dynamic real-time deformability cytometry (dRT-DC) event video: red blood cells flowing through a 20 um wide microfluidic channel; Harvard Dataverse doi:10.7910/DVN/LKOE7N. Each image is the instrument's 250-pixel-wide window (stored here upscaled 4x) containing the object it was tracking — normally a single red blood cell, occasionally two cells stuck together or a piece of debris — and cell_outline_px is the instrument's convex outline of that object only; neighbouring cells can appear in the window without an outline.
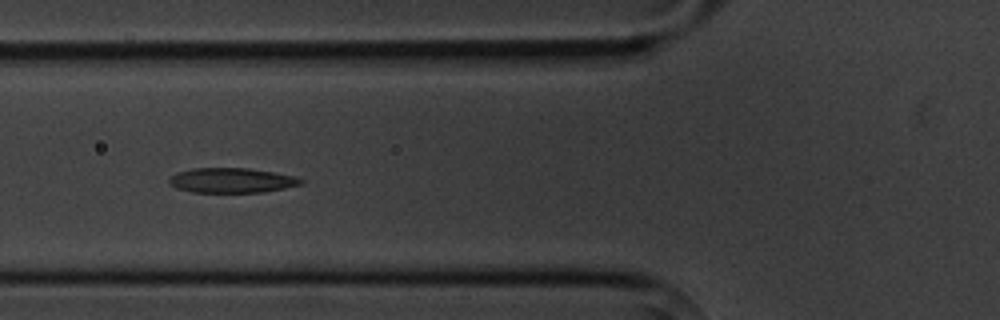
{"species": "common noctule bat (a hibernating species)", "species_latin": "Nyctalus noctula", "temperature_condition": "cold", "stored_images_in_passage": 8, "camera_frame_rate_fps": 3000, "um_per_image_px": 0.085, "animal": {"sex": "male", "body_mass_g": 20.1, "forearm_length_mm": 53.5}, "frame": {"image": 1, "passage_image": 6, "time_ms": 5.667, "image_size_px": [1000, 320], "cell_outline_px": [[304, 184], [284, 188], [260, 192], [192, 192], [176, 188], [168, 184], [168, 180], [176, 172], [192, 168], [248, 168], [272, 172], [292, 176], [304, 180]], "centroid_in_image_um": [19.65, 15.33], "position_along_channel_um": 106.2, "area_um2": 19.02}}
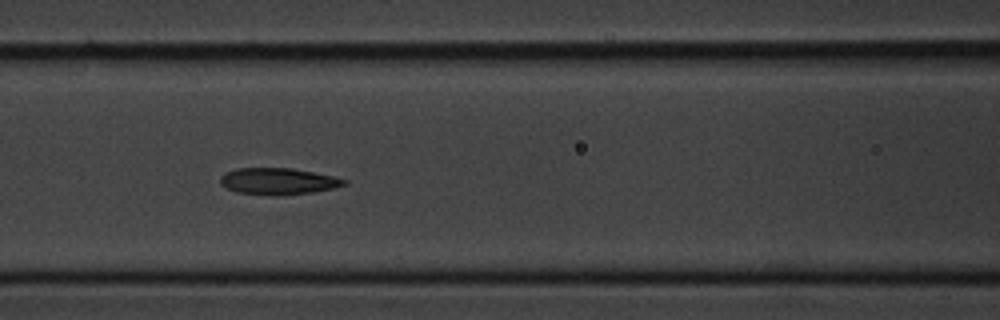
{"frame": {"image": 2, "passage_image": 7, "time_ms": 6.667, "image_size_px": [1000, 320], "cell_outline_px": [[348, 184], [332, 188], [312, 192], [276, 196], [272, 196], [236, 192], [220, 184], [220, 176], [224, 172], [236, 168], [292, 168], [332, 176], [348, 180]], "centroid_in_image_um": [23.61, 15.41], "position_along_channel_um": 143.0, "area_um2": 19.25}}
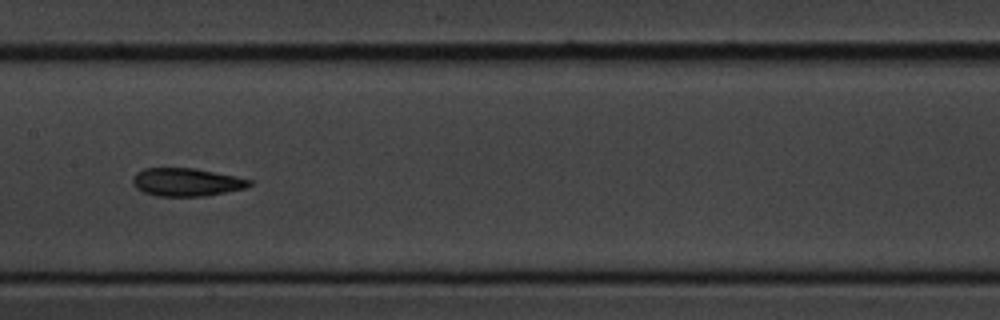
{"frame": {"image": 3, "passage_image": 8, "time_ms": 8.0, "image_size_px": [1000, 320], "cell_outline_px": [[252, 184], [244, 188], [204, 196], [156, 196], [144, 192], [136, 188], [132, 184], [132, 176], [136, 172], [144, 168], [196, 168], [252, 180]], "centroid_in_image_um": [15.79, 15.47], "position_along_channel_um": 191.6, "area_um2": 19.02}}